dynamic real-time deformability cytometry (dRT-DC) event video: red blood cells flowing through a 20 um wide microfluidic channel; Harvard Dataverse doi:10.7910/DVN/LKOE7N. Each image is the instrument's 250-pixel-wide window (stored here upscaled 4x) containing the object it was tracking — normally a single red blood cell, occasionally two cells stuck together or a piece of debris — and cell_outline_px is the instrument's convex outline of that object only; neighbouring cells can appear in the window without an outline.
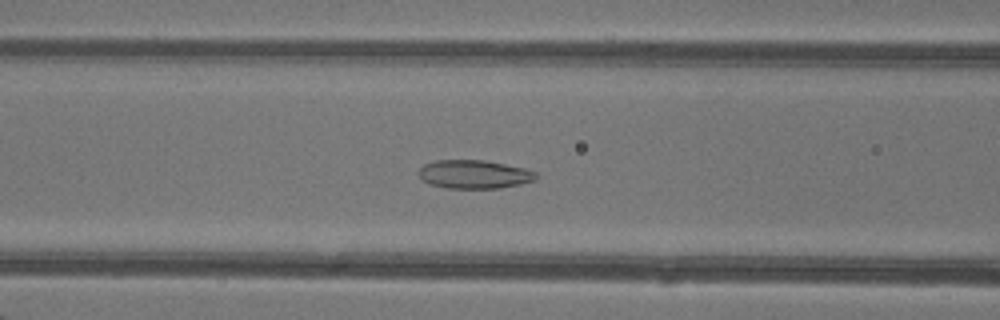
{"species": "common noctule bat (a hibernating species)", "species_latin": "Nyctalus noctula", "temperature_condition": "warm", "stored_images_in_passage": 49, "camera_frame_rate_fps": 3000, "um_per_image_px": 0.085, "animal": {"sex": "female"}, "frame": {"image": 1, "passage_image": 20, "time_ms": 6.333, "image_size_px": [1000, 320], "cell_outline_px": [[536, 180], [520, 184], [500, 188], [448, 188], [428, 184], [416, 172], [424, 164], [436, 160], [484, 160], [524, 168], [536, 172]], "centroid_in_image_um": [40.28, 14.81], "position_along_channel_um": 126.3, "area_um2": 19.48}}
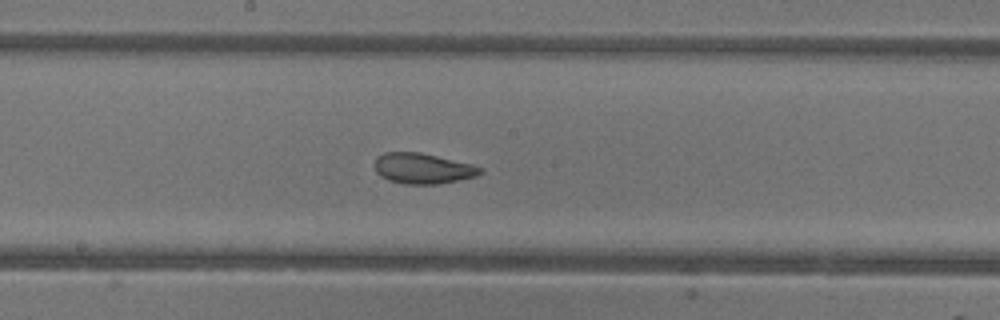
{"frame": {"image": 2, "passage_image": 26, "time_ms": 8.333, "image_size_px": [1000, 320], "cell_outline_px": [[484, 172], [476, 176], [440, 184], [404, 184], [388, 180], [380, 176], [376, 172], [372, 164], [376, 156], [384, 152], [420, 152], [472, 164], [484, 168]], "centroid_in_image_um": [35.9, 14.31], "position_along_channel_um": 212.3, "area_um2": 19.13}}
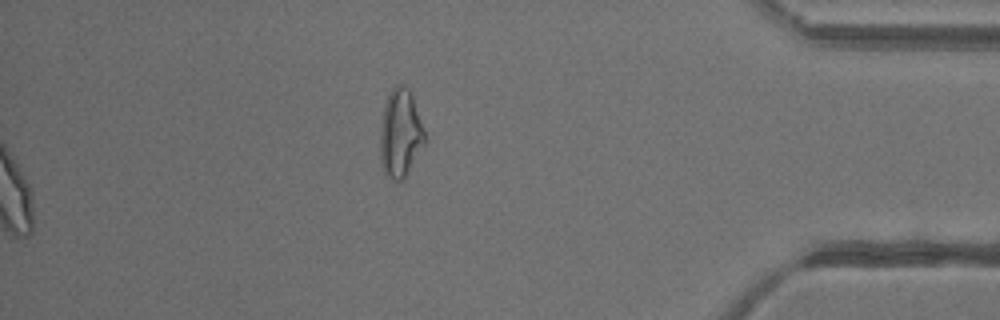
{"frame": {"image": 3, "passage_image": 49, "time_ms": 16.0, "image_size_px": [1000, 320], "cell_outline_px": [[424, 144], [404, 180], [392, 180], [384, 172], [380, 160], [380, 124], [384, 104], [388, 92], [396, 84], [404, 84], [412, 92], [424, 128]], "centroid_in_image_um": [34.02, 11.29], "position_along_channel_um": 401.2, "area_um2": 23.29}, "authors_computed_cell_mechanics": {"area_um2": 22.0796, "velocity_mm_per_s": 4.2944, "shape_relaxation_time_tau1_ms": 9.5404, "shape_relaxation_time_tau2_ms": 1.1239, "deformation_change_tau1": 0.1851, "deformation_change_tau2": 0.0762}}